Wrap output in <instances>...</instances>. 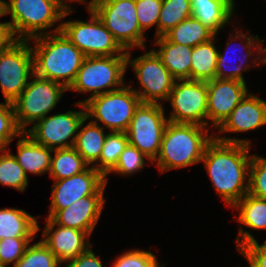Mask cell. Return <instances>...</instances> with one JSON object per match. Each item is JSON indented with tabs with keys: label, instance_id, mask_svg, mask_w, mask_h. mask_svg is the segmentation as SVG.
<instances>
[{
	"label": "cell",
	"instance_id": "obj_36",
	"mask_svg": "<svg viewBox=\"0 0 266 267\" xmlns=\"http://www.w3.org/2000/svg\"><path fill=\"white\" fill-rule=\"evenodd\" d=\"M22 132L15 119L13 103H0V149L7 148Z\"/></svg>",
	"mask_w": 266,
	"mask_h": 267
},
{
	"label": "cell",
	"instance_id": "obj_6",
	"mask_svg": "<svg viewBox=\"0 0 266 267\" xmlns=\"http://www.w3.org/2000/svg\"><path fill=\"white\" fill-rule=\"evenodd\" d=\"M140 103L131 85L126 84L118 90L91 97L84 105L86 117L93 118L92 122L102 123L110 132H126Z\"/></svg>",
	"mask_w": 266,
	"mask_h": 267
},
{
	"label": "cell",
	"instance_id": "obj_7",
	"mask_svg": "<svg viewBox=\"0 0 266 267\" xmlns=\"http://www.w3.org/2000/svg\"><path fill=\"white\" fill-rule=\"evenodd\" d=\"M66 91L64 85L34 74L20 96L12 102L18 127L25 132L27 126L47 116Z\"/></svg>",
	"mask_w": 266,
	"mask_h": 267
},
{
	"label": "cell",
	"instance_id": "obj_37",
	"mask_svg": "<svg viewBox=\"0 0 266 267\" xmlns=\"http://www.w3.org/2000/svg\"><path fill=\"white\" fill-rule=\"evenodd\" d=\"M35 237H8L0 242V265L8 267L15 264L24 255Z\"/></svg>",
	"mask_w": 266,
	"mask_h": 267
},
{
	"label": "cell",
	"instance_id": "obj_9",
	"mask_svg": "<svg viewBox=\"0 0 266 267\" xmlns=\"http://www.w3.org/2000/svg\"><path fill=\"white\" fill-rule=\"evenodd\" d=\"M88 22L72 20L61 22V32L86 56L127 55L111 32L91 10Z\"/></svg>",
	"mask_w": 266,
	"mask_h": 267
},
{
	"label": "cell",
	"instance_id": "obj_45",
	"mask_svg": "<svg viewBox=\"0 0 266 267\" xmlns=\"http://www.w3.org/2000/svg\"><path fill=\"white\" fill-rule=\"evenodd\" d=\"M6 16L5 15V1L0 0V17Z\"/></svg>",
	"mask_w": 266,
	"mask_h": 267
},
{
	"label": "cell",
	"instance_id": "obj_30",
	"mask_svg": "<svg viewBox=\"0 0 266 267\" xmlns=\"http://www.w3.org/2000/svg\"><path fill=\"white\" fill-rule=\"evenodd\" d=\"M128 144L126 132L107 133L99 160L92 165L105 177L107 184V175L116 167L119 156Z\"/></svg>",
	"mask_w": 266,
	"mask_h": 267
},
{
	"label": "cell",
	"instance_id": "obj_27",
	"mask_svg": "<svg viewBox=\"0 0 266 267\" xmlns=\"http://www.w3.org/2000/svg\"><path fill=\"white\" fill-rule=\"evenodd\" d=\"M170 42L195 47L212 39L215 34L198 19L189 17L164 35Z\"/></svg>",
	"mask_w": 266,
	"mask_h": 267
},
{
	"label": "cell",
	"instance_id": "obj_38",
	"mask_svg": "<svg viewBox=\"0 0 266 267\" xmlns=\"http://www.w3.org/2000/svg\"><path fill=\"white\" fill-rule=\"evenodd\" d=\"M249 194L266 199V158L252 155L249 167Z\"/></svg>",
	"mask_w": 266,
	"mask_h": 267
},
{
	"label": "cell",
	"instance_id": "obj_46",
	"mask_svg": "<svg viewBox=\"0 0 266 267\" xmlns=\"http://www.w3.org/2000/svg\"><path fill=\"white\" fill-rule=\"evenodd\" d=\"M74 1H76V2H81V3H83V4H86L87 2H89V1H87V0H74Z\"/></svg>",
	"mask_w": 266,
	"mask_h": 267
},
{
	"label": "cell",
	"instance_id": "obj_33",
	"mask_svg": "<svg viewBox=\"0 0 266 267\" xmlns=\"http://www.w3.org/2000/svg\"><path fill=\"white\" fill-rule=\"evenodd\" d=\"M238 252L249 262L248 267H266V242L259 244L250 231L241 226L236 238Z\"/></svg>",
	"mask_w": 266,
	"mask_h": 267
},
{
	"label": "cell",
	"instance_id": "obj_32",
	"mask_svg": "<svg viewBox=\"0 0 266 267\" xmlns=\"http://www.w3.org/2000/svg\"><path fill=\"white\" fill-rule=\"evenodd\" d=\"M10 152L7 148L0 149V184L24 192L28 186V177Z\"/></svg>",
	"mask_w": 266,
	"mask_h": 267
},
{
	"label": "cell",
	"instance_id": "obj_1",
	"mask_svg": "<svg viewBox=\"0 0 266 267\" xmlns=\"http://www.w3.org/2000/svg\"><path fill=\"white\" fill-rule=\"evenodd\" d=\"M213 135L214 138L206 145L201 162L214 190L232 208L249 191L252 157L249 151L252 144L248 139Z\"/></svg>",
	"mask_w": 266,
	"mask_h": 267
},
{
	"label": "cell",
	"instance_id": "obj_22",
	"mask_svg": "<svg viewBox=\"0 0 266 267\" xmlns=\"http://www.w3.org/2000/svg\"><path fill=\"white\" fill-rule=\"evenodd\" d=\"M152 49L176 80L190 79L192 47L170 42L165 36L157 37Z\"/></svg>",
	"mask_w": 266,
	"mask_h": 267
},
{
	"label": "cell",
	"instance_id": "obj_44",
	"mask_svg": "<svg viewBox=\"0 0 266 267\" xmlns=\"http://www.w3.org/2000/svg\"><path fill=\"white\" fill-rule=\"evenodd\" d=\"M107 0H90V2L87 5V9H91L92 7L96 6L97 4H100L102 2H105Z\"/></svg>",
	"mask_w": 266,
	"mask_h": 267
},
{
	"label": "cell",
	"instance_id": "obj_12",
	"mask_svg": "<svg viewBox=\"0 0 266 267\" xmlns=\"http://www.w3.org/2000/svg\"><path fill=\"white\" fill-rule=\"evenodd\" d=\"M34 75L29 40H15L0 53V88L5 101L14 102Z\"/></svg>",
	"mask_w": 266,
	"mask_h": 267
},
{
	"label": "cell",
	"instance_id": "obj_40",
	"mask_svg": "<svg viewBox=\"0 0 266 267\" xmlns=\"http://www.w3.org/2000/svg\"><path fill=\"white\" fill-rule=\"evenodd\" d=\"M137 19L140 29L145 33L159 20L162 0H135Z\"/></svg>",
	"mask_w": 266,
	"mask_h": 267
},
{
	"label": "cell",
	"instance_id": "obj_39",
	"mask_svg": "<svg viewBox=\"0 0 266 267\" xmlns=\"http://www.w3.org/2000/svg\"><path fill=\"white\" fill-rule=\"evenodd\" d=\"M112 267H165L158 263L156 255L150 251L134 249L116 257Z\"/></svg>",
	"mask_w": 266,
	"mask_h": 267
},
{
	"label": "cell",
	"instance_id": "obj_19",
	"mask_svg": "<svg viewBox=\"0 0 266 267\" xmlns=\"http://www.w3.org/2000/svg\"><path fill=\"white\" fill-rule=\"evenodd\" d=\"M55 226L56 229H55ZM42 242L56 256L62 264L77 258L91 245L90 236L85 231L55 224L50 218L46 219V226L42 232Z\"/></svg>",
	"mask_w": 266,
	"mask_h": 267
},
{
	"label": "cell",
	"instance_id": "obj_23",
	"mask_svg": "<svg viewBox=\"0 0 266 267\" xmlns=\"http://www.w3.org/2000/svg\"><path fill=\"white\" fill-rule=\"evenodd\" d=\"M192 17L209 28L215 36L230 23L235 9L234 0H190Z\"/></svg>",
	"mask_w": 266,
	"mask_h": 267
},
{
	"label": "cell",
	"instance_id": "obj_2",
	"mask_svg": "<svg viewBox=\"0 0 266 267\" xmlns=\"http://www.w3.org/2000/svg\"><path fill=\"white\" fill-rule=\"evenodd\" d=\"M60 30L61 23L51 30L53 34L51 32L30 39L35 43L33 48L31 46L34 74L58 82L68 89L86 56Z\"/></svg>",
	"mask_w": 266,
	"mask_h": 267
},
{
	"label": "cell",
	"instance_id": "obj_4",
	"mask_svg": "<svg viewBox=\"0 0 266 267\" xmlns=\"http://www.w3.org/2000/svg\"><path fill=\"white\" fill-rule=\"evenodd\" d=\"M73 10L64 11L52 0H9L5 1L6 22L15 40H30L50 34L46 31L70 15ZM48 28V29H47ZM17 34V35H16ZM16 35V37H15Z\"/></svg>",
	"mask_w": 266,
	"mask_h": 267
},
{
	"label": "cell",
	"instance_id": "obj_24",
	"mask_svg": "<svg viewBox=\"0 0 266 267\" xmlns=\"http://www.w3.org/2000/svg\"><path fill=\"white\" fill-rule=\"evenodd\" d=\"M40 230L38 219L22 209H0V239L35 237Z\"/></svg>",
	"mask_w": 266,
	"mask_h": 267
},
{
	"label": "cell",
	"instance_id": "obj_3",
	"mask_svg": "<svg viewBox=\"0 0 266 267\" xmlns=\"http://www.w3.org/2000/svg\"><path fill=\"white\" fill-rule=\"evenodd\" d=\"M210 127L169 121L166 125L158 156L152 162L162 173L202 161L206 145L214 138Z\"/></svg>",
	"mask_w": 266,
	"mask_h": 267
},
{
	"label": "cell",
	"instance_id": "obj_16",
	"mask_svg": "<svg viewBox=\"0 0 266 267\" xmlns=\"http://www.w3.org/2000/svg\"><path fill=\"white\" fill-rule=\"evenodd\" d=\"M235 30H236L235 35H233L234 33H232V32L230 33V36H233V37H229V39H231V40L230 41L228 40L225 51L223 53L218 51L215 78L237 80V81L245 82L243 72L245 70H247V69L249 70V68H251L252 65H250V64L254 63L253 66H255L256 68H257L258 64L259 65L260 64H263V65L266 64V48L263 47L264 46L263 45L264 39L260 40L258 35H255V36L250 35V37H249V36H247L248 34H246L244 32L240 33V31L237 29H235ZM238 39L240 40V44L242 43L241 45L239 44V47L241 46V48H242L241 53H243V51L245 53H244V55H242L243 57H240L243 59H240V61H238L239 64L237 63V65L235 64L234 67H231L232 69H229V64L231 62L230 58H229V54L231 53L230 52L231 49H229L230 48L229 46L232 44V42H235V40H238ZM236 44H238V43H236ZM243 44H245V45H243ZM233 50H234V52H236L235 51L236 47H234ZM255 50H256L257 55H256V58H254L255 59L254 60L252 58L254 56ZM249 57H251L250 59H252V61H250L248 64L247 61L249 60ZM245 65H246V67H245Z\"/></svg>",
	"mask_w": 266,
	"mask_h": 267
},
{
	"label": "cell",
	"instance_id": "obj_21",
	"mask_svg": "<svg viewBox=\"0 0 266 267\" xmlns=\"http://www.w3.org/2000/svg\"><path fill=\"white\" fill-rule=\"evenodd\" d=\"M18 139L17 155L13 154V156L26 176L28 177V172L36 175L49 173L53 149L35 142L25 132H22Z\"/></svg>",
	"mask_w": 266,
	"mask_h": 267
},
{
	"label": "cell",
	"instance_id": "obj_20",
	"mask_svg": "<svg viewBox=\"0 0 266 267\" xmlns=\"http://www.w3.org/2000/svg\"><path fill=\"white\" fill-rule=\"evenodd\" d=\"M264 125H266V101L249 93L216 130H219L217 134L243 133Z\"/></svg>",
	"mask_w": 266,
	"mask_h": 267
},
{
	"label": "cell",
	"instance_id": "obj_14",
	"mask_svg": "<svg viewBox=\"0 0 266 267\" xmlns=\"http://www.w3.org/2000/svg\"><path fill=\"white\" fill-rule=\"evenodd\" d=\"M172 112L168 121L192 123L207 126V82L197 80H176L168 100Z\"/></svg>",
	"mask_w": 266,
	"mask_h": 267
},
{
	"label": "cell",
	"instance_id": "obj_26",
	"mask_svg": "<svg viewBox=\"0 0 266 267\" xmlns=\"http://www.w3.org/2000/svg\"><path fill=\"white\" fill-rule=\"evenodd\" d=\"M214 36L207 42L192 47L190 80L208 82L216 76L218 49Z\"/></svg>",
	"mask_w": 266,
	"mask_h": 267
},
{
	"label": "cell",
	"instance_id": "obj_8",
	"mask_svg": "<svg viewBox=\"0 0 266 267\" xmlns=\"http://www.w3.org/2000/svg\"><path fill=\"white\" fill-rule=\"evenodd\" d=\"M91 10L125 51L145 49L146 37L139 27L135 0H107Z\"/></svg>",
	"mask_w": 266,
	"mask_h": 267
},
{
	"label": "cell",
	"instance_id": "obj_41",
	"mask_svg": "<svg viewBox=\"0 0 266 267\" xmlns=\"http://www.w3.org/2000/svg\"><path fill=\"white\" fill-rule=\"evenodd\" d=\"M91 247L92 246H90L77 258L67 262L65 267H104L100 256H96Z\"/></svg>",
	"mask_w": 266,
	"mask_h": 267
},
{
	"label": "cell",
	"instance_id": "obj_25",
	"mask_svg": "<svg viewBox=\"0 0 266 267\" xmlns=\"http://www.w3.org/2000/svg\"><path fill=\"white\" fill-rule=\"evenodd\" d=\"M87 119L86 117L79 126L81 130L78 129L73 148L89 166H92V163L94 165L99 160L107 134L104 133L101 124L98 125L91 120L84 126Z\"/></svg>",
	"mask_w": 266,
	"mask_h": 267
},
{
	"label": "cell",
	"instance_id": "obj_10",
	"mask_svg": "<svg viewBox=\"0 0 266 267\" xmlns=\"http://www.w3.org/2000/svg\"><path fill=\"white\" fill-rule=\"evenodd\" d=\"M162 103H140L126 131L128 142L152 162L159 154L168 118Z\"/></svg>",
	"mask_w": 266,
	"mask_h": 267
},
{
	"label": "cell",
	"instance_id": "obj_42",
	"mask_svg": "<svg viewBox=\"0 0 266 267\" xmlns=\"http://www.w3.org/2000/svg\"><path fill=\"white\" fill-rule=\"evenodd\" d=\"M15 41L10 27L6 22L0 23V53Z\"/></svg>",
	"mask_w": 266,
	"mask_h": 267
},
{
	"label": "cell",
	"instance_id": "obj_11",
	"mask_svg": "<svg viewBox=\"0 0 266 267\" xmlns=\"http://www.w3.org/2000/svg\"><path fill=\"white\" fill-rule=\"evenodd\" d=\"M127 51V67L130 64L140 83V91L132 90L139 96L141 103H162L168 100L176 79L167 70L153 50L131 59Z\"/></svg>",
	"mask_w": 266,
	"mask_h": 267
},
{
	"label": "cell",
	"instance_id": "obj_31",
	"mask_svg": "<svg viewBox=\"0 0 266 267\" xmlns=\"http://www.w3.org/2000/svg\"><path fill=\"white\" fill-rule=\"evenodd\" d=\"M191 15L190 0H162L155 38L164 36Z\"/></svg>",
	"mask_w": 266,
	"mask_h": 267
},
{
	"label": "cell",
	"instance_id": "obj_18",
	"mask_svg": "<svg viewBox=\"0 0 266 267\" xmlns=\"http://www.w3.org/2000/svg\"><path fill=\"white\" fill-rule=\"evenodd\" d=\"M105 183L94 195L81 198L69 207L56 211L50 219L59 226L85 231L91 236L104 208Z\"/></svg>",
	"mask_w": 266,
	"mask_h": 267
},
{
	"label": "cell",
	"instance_id": "obj_29",
	"mask_svg": "<svg viewBox=\"0 0 266 267\" xmlns=\"http://www.w3.org/2000/svg\"><path fill=\"white\" fill-rule=\"evenodd\" d=\"M238 209L237 221L253 230L266 229V199L245 194L233 207Z\"/></svg>",
	"mask_w": 266,
	"mask_h": 267
},
{
	"label": "cell",
	"instance_id": "obj_15",
	"mask_svg": "<svg viewBox=\"0 0 266 267\" xmlns=\"http://www.w3.org/2000/svg\"><path fill=\"white\" fill-rule=\"evenodd\" d=\"M54 182L47 218L81 198L94 195L106 183V180L93 166H89L80 174Z\"/></svg>",
	"mask_w": 266,
	"mask_h": 267
},
{
	"label": "cell",
	"instance_id": "obj_17",
	"mask_svg": "<svg viewBox=\"0 0 266 267\" xmlns=\"http://www.w3.org/2000/svg\"><path fill=\"white\" fill-rule=\"evenodd\" d=\"M246 82L214 78L207 82V125L217 129L249 94ZM211 120V121H210Z\"/></svg>",
	"mask_w": 266,
	"mask_h": 267
},
{
	"label": "cell",
	"instance_id": "obj_28",
	"mask_svg": "<svg viewBox=\"0 0 266 267\" xmlns=\"http://www.w3.org/2000/svg\"><path fill=\"white\" fill-rule=\"evenodd\" d=\"M53 152L49 176L54 181L80 174L89 167L73 147L53 149Z\"/></svg>",
	"mask_w": 266,
	"mask_h": 267
},
{
	"label": "cell",
	"instance_id": "obj_43",
	"mask_svg": "<svg viewBox=\"0 0 266 267\" xmlns=\"http://www.w3.org/2000/svg\"><path fill=\"white\" fill-rule=\"evenodd\" d=\"M54 2H56L65 12L68 10H71V6L69 4H67V2L69 1V3L71 2H75L74 0H52ZM65 1H67L65 3Z\"/></svg>",
	"mask_w": 266,
	"mask_h": 267
},
{
	"label": "cell",
	"instance_id": "obj_35",
	"mask_svg": "<svg viewBox=\"0 0 266 267\" xmlns=\"http://www.w3.org/2000/svg\"><path fill=\"white\" fill-rule=\"evenodd\" d=\"M146 159L152 163L145 154L140 152L136 147L128 144L119 156L116 167L110 173L131 176V174L133 175V173L135 174L144 168Z\"/></svg>",
	"mask_w": 266,
	"mask_h": 267
},
{
	"label": "cell",
	"instance_id": "obj_13",
	"mask_svg": "<svg viewBox=\"0 0 266 267\" xmlns=\"http://www.w3.org/2000/svg\"><path fill=\"white\" fill-rule=\"evenodd\" d=\"M77 105L82 108L80 111L68 110L65 113L45 116L36 121L25 133L35 142L51 149L73 147L79 126L86 118L85 105L81 102L76 103Z\"/></svg>",
	"mask_w": 266,
	"mask_h": 267
},
{
	"label": "cell",
	"instance_id": "obj_5",
	"mask_svg": "<svg viewBox=\"0 0 266 267\" xmlns=\"http://www.w3.org/2000/svg\"><path fill=\"white\" fill-rule=\"evenodd\" d=\"M127 70V55L86 57L68 91L91 93L90 97L122 88Z\"/></svg>",
	"mask_w": 266,
	"mask_h": 267
},
{
	"label": "cell",
	"instance_id": "obj_34",
	"mask_svg": "<svg viewBox=\"0 0 266 267\" xmlns=\"http://www.w3.org/2000/svg\"><path fill=\"white\" fill-rule=\"evenodd\" d=\"M62 265L41 241L27 247L24 255L12 267H60Z\"/></svg>",
	"mask_w": 266,
	"mask_h": 267
}]
</instances>
